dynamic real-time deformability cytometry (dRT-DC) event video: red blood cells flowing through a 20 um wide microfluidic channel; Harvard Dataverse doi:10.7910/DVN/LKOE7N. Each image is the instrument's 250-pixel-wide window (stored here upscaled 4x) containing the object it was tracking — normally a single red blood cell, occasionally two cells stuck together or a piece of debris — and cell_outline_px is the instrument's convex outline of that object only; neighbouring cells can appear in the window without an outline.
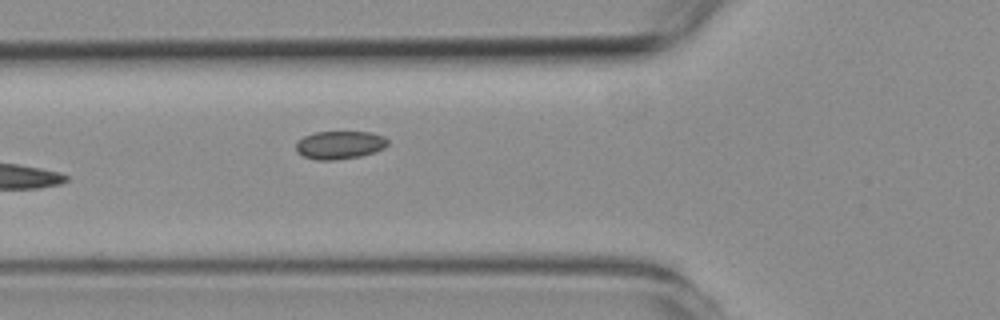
{"species": "common noctule bat (a hibernating species)", "species_latin": "Nyctalus noctula", "temperature_condition": "room temperature", "stored_images_in_passage": 4, "camera_frame_rate_fps": 3000, "um_per_image_px": 0.085, "animal": {"sex": "female", "body_mass_g": 19.3, "forearm_length_mm": 54.1}, "frame": {"image": 1, "passage_image": 4, "time_ms": 6.333, "image_size_px": [1000, 320], "cell_outline_px": [[388, 144], [384, 148], [360, 156], [336, 160], [316, 160], [304, 156], [296, 148], [296, 144], [304, 136], [316, 132], [372, 132], [384, 136], [388, 140]], "centroid_in_image_um": [28.91, 12.32], "position_along_channel_um": 96.9, "area_um2": 14.85}}